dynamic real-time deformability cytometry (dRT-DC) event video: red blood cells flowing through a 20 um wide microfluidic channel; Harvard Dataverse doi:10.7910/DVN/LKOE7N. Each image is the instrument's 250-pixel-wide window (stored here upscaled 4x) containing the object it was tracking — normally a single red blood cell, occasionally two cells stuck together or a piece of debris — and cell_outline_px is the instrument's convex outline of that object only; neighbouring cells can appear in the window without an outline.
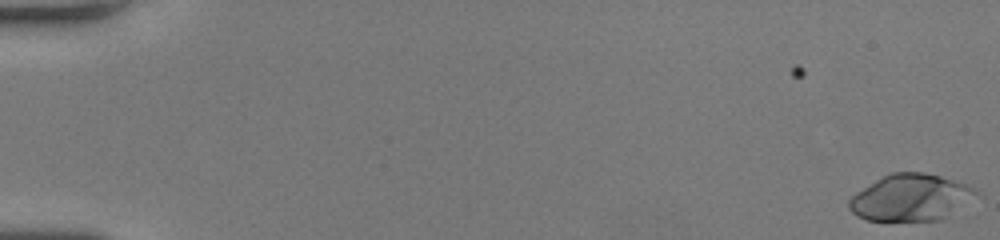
{"species": "human", "species_latin": "Homo sapiens", "temperature_condition": "room temperature", "stored_images_in_passage": 55, "segment_of_instrument_passage": [1, 2], "camera_frame_rate_fps": 3000, "um_per_image_px": 0.085, "donor": {"sex": "female"}, "frame": {"image": 1, "passage_image": 1, "time_ms": 0.0, "image_size_px": [1000, 240], "cell_outline_px": [[984, 196], [940, 220], [868, 220], [856, 216], [848, 208], [848, 200], [856, 192], [876, 180], [892, 172], [924, 172], [940, 176], [968, 184], [976, 188]], "centroid_in_image_um": [77.51, 16.79], "position_along_channel_um": 7.5, "area_um2": 35.03}}
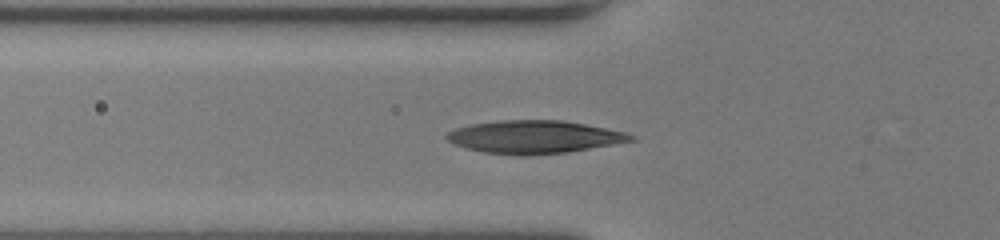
{"frame": {"image": 2, "passage_image": 21, "time_ms": 6.667, "image_size_px": [1000, 240], "cell_outline_px": [[640, 140], [568, 152], [528, 156], [520, 156], [484, 152], [468, 148], [456, 144], [448, 140], [444, 136], [448, 132], [456, 128], [472, 124], [496, 120], [560, 120], [584, 124], [624, 132], [636, 136]], "centroid_in_image_um": [45.45, 11.65], "position_along_channel_um": 80.3, "area_um2": 35.37}}
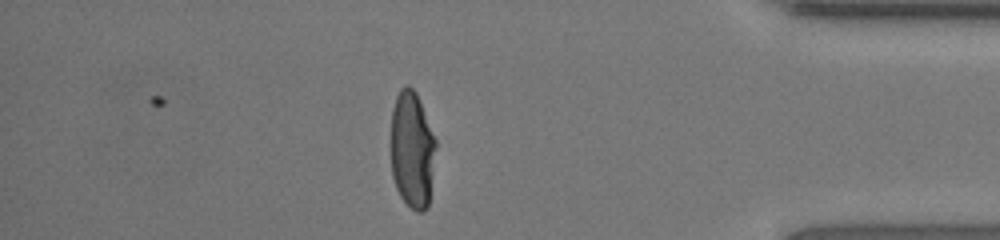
{"frame": {"image": 3, "passage_image": 47, "time_ms": 15.333, "image_size_px": [1000, 240], "cell_outline_px": [[436, 148], [428, 208], [424, 212], [416, 212], [400, 196], [396, 188], [392, 176], [392, 108], [396, 96], [400, 88], [404, 84], [408, 84], [416, 92], [436, 140]], "centroid_in_image_um": [35.04, 12.73], "position_along_channel_um": 400.2, "area_um2": 30.63}}